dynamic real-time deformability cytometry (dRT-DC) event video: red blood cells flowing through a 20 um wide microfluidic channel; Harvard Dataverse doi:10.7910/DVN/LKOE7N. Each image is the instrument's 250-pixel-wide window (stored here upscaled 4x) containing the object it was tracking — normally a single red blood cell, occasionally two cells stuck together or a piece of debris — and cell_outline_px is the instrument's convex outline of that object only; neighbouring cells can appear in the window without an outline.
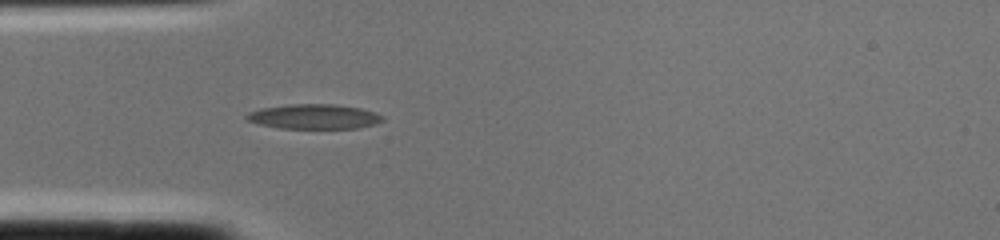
{"species": "common noctule bat (a hibernating species)", "species_latin": "Nyctalus noctula", "temperature_condition": "cold", "stored_images_in_passage": 1, "camera_frame_rate_fps": 3000, "um_per_image_px": 0.085, "animal": {"sex": "female", "body_mass_g": 22.0, "forearm_length_mm": 56.7}, "frame": {"image": 1, "passage_image": 1, "time_ms": 0.0, "image_size_px": [1000, 240], "cell_outline_px": [[384, 120], [376, 124], [356, 128], [280, 128], [260, 124], [248, 120], [244, 116], [248, 112], [260, 108], [288, 104], [332, 104], [360, 108], [376, 112], [384, 116]], "centroid_in_image_um": [26.71, 9.9], "position_along_channel_um": 58.3, "area_um2": 19.65}}